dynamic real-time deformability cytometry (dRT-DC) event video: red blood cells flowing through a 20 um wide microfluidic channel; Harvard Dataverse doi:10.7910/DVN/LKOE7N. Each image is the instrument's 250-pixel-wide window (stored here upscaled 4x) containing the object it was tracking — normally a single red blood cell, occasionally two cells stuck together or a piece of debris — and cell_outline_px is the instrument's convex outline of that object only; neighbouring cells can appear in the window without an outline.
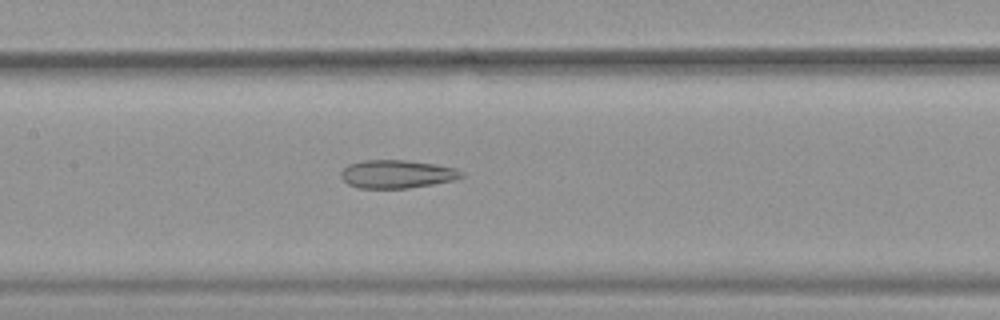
{"species": "common noctule bat (a hibernating species)", "species_latin": "Nyctalus noctula", "temperature_condition": "warm", "stored_images_in_passage": 44, "camera_frame_rate_fps": 3000, "um_per_image_px": 0.085, "animal": {"sex": "female", "body_mass_g": 19.9}, "frame": {"image": 1, "passage_image": 17, "time_ms": 5.333, "image_size_px": [1000, 320], "cell_outline_px": [[464, 176], [456, 180], [408, 188], [360, 188], [348, 184], [340, 176], [340, 172], [348, 164], [364, 160], [404, 160], [436, 164], [456, 168], [464, 172]], "centroid_in_image_um": [33.76, 14.79], "position_along_channel_um": 173.6, "area_um2": 19.88}}
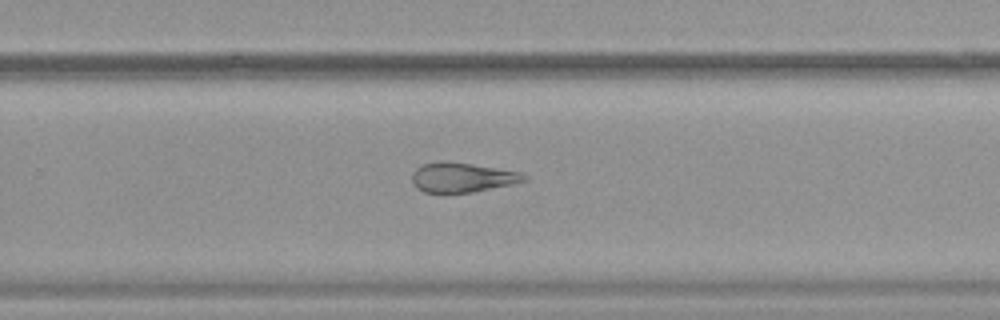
{"frame": {"image": 2, "passage_image": 26, "time_ms": 8.333, "image_size_px": [1000, 320], "cell_outline_px": [[528, 180], [512, 184], [472, 192], [448, 196], [444, 196], [424, 192], [416, 188], [412, 180], [412, 172], [420, 164], [440, 160], [472, 164], [520, 172], [528, 176]], "centroid_in_image_um": [39.21, 15.12], "position_along_channel_um": 290.6, "area_um2": 20.11}}
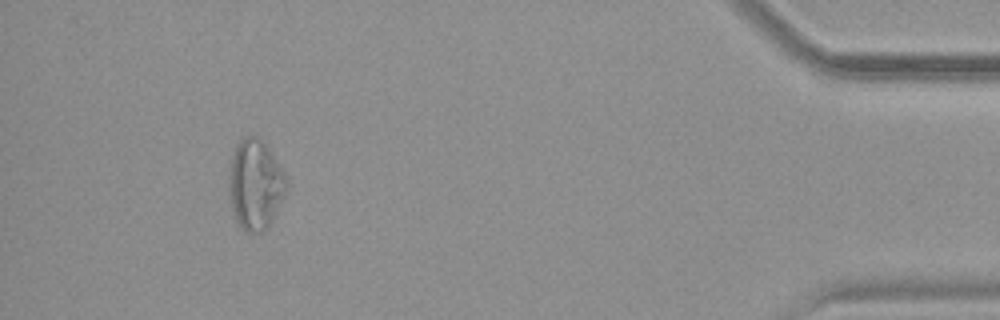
{"frame": {"image": 3, "passage_image": 40, "time_ms": 13.0, "image_size_px": [1000, 320], "cell_outline_px": [[288, 184], [284, 196], [268, 228], [264, 232], [244, 232], [240, 228], [236, 220], [232, 208], [228, 192], [228, 172], [232, 152], [240, 136], [256, 136], [268, 148], [288, 176]], "centroid_in_image_um": [21.68, 15.68], "position_along_channel_um": 413.5, "area_um2": 30.81}, "authors_computed_cell_mechanics": {"area_um2": 24.3916, "velocity_mm_per_s": 3.9163, "shape_relaxation_time_tau1_ms": null, "shape_relaxation_time_tau2_ms": 3.4522, "deformation_change_tau1": null, "deformation_change_tau2": 0.1357}}